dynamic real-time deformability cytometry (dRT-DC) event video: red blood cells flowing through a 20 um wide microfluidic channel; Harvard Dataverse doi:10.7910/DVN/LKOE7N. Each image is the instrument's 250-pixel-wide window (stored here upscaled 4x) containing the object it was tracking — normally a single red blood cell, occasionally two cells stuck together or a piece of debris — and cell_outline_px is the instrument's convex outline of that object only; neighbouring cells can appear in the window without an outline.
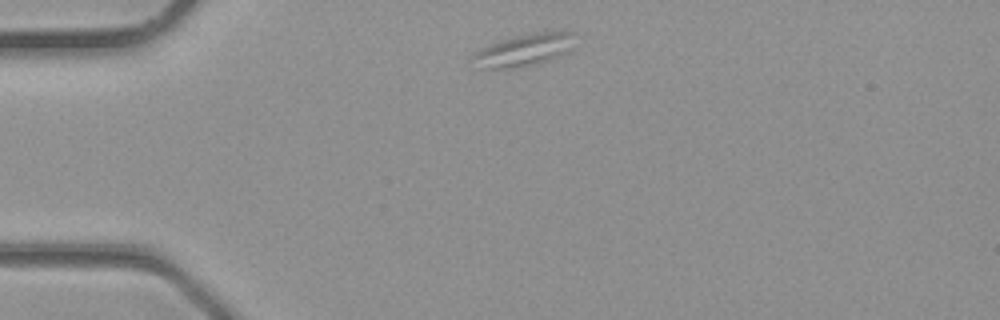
{"species": "common noctule bat (a hibernating species)", "species_latin": "Nyctalus noctula", "temperature_condition": "room temperature", "stored_images_in_passage": 2, "camera_frame_rate_fps": 3000, "um_per_image_px": 0.085, "animal": {"sex": "male", "body_mass_g": 23.1, "forearm_length_mm": 52.7}, "frame": {"image": 1, "passage_image": 1, "time_ms": 0.0, "image_size_px": [1000, 320], "cell_outline_px": [[572, 52], [564, 56], [552, 60], [520, 68], [488, 68], [468, 56], [480, 48], [488, 44], [500, 40], [532, 32], [572, 32]], "centroid_in_image_um": [44.59, 4.26], "position_along_channel_um": 40.4, "area_um2": 19.25}}
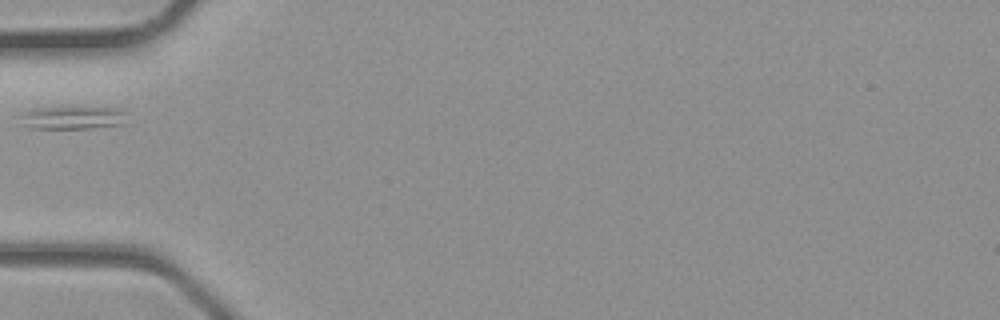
{"frame": {"image": 2, "passage_image": 2, "time_ms": 0.333, "image_size_px": [1000, 320], "cell_outline_px": [[124, 124], [88, 128], [32, 128], [24, 124], [24, 112], [36, 108], [124, 108]], "centroid_in_image_um": [6.25, 10.01], "position_along_channel_um": 78.7, "area_um2": 13.64}}